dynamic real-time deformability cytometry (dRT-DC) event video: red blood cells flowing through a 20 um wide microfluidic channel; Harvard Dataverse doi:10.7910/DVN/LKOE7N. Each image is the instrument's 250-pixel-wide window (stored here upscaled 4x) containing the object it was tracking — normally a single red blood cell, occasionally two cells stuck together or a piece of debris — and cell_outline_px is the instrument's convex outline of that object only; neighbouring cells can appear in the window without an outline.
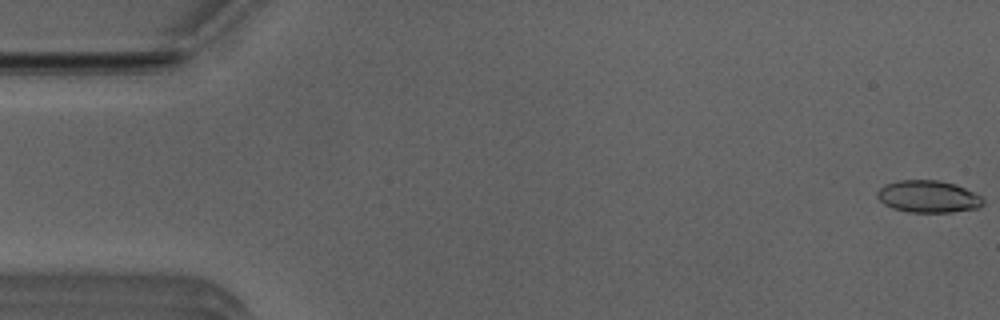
{"species": "Egyptian fruit bat (a non-hibernating species)", "species_latin": "Rousettus aegyptiacus", "temperature_condition": "room temperature", "stored_images_in_passage": 52, "camera_frame_rate_fps": 3000, "um_per_image_px": 0.085, "animal": {"sex": "male"}, "frame": {"image": 1, "passage_image": 1, "time_ms": 0.0, "image_size_px": [1000, 320], "cell_outline_px": [[984, 204], [980, 208], [952, 212], [908, 212], [892, 208], [884, 204], [876, 196], [876, 192], [884, 184], [896, 180], [940, 180], [956, 184], [980, 196], [984, 200]], "centroid_in_image_um": [78.88, 16.7], "position_along_channel_um": 6.1, "area_um2": 20.0}}
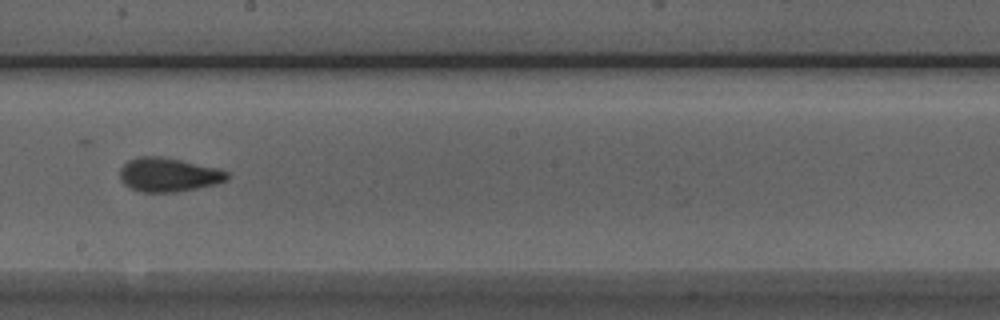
{"frame": {"image": 2, "passage_image": 29, "time_ms": 9.333, "image_size_px": [1000, 320], "cell_outline_px": [[228, 180], [216, 184], [176, 192], [140, 192], [124, 184], [120, 180], [120, 168], [128, 160], [136, 156], [160, 156], [220, 168], [228, 172]], "centroid_in_image_um": [14.32, 14.84], "position_along_channel_um": 233.9, "area_um2": 21.33}}
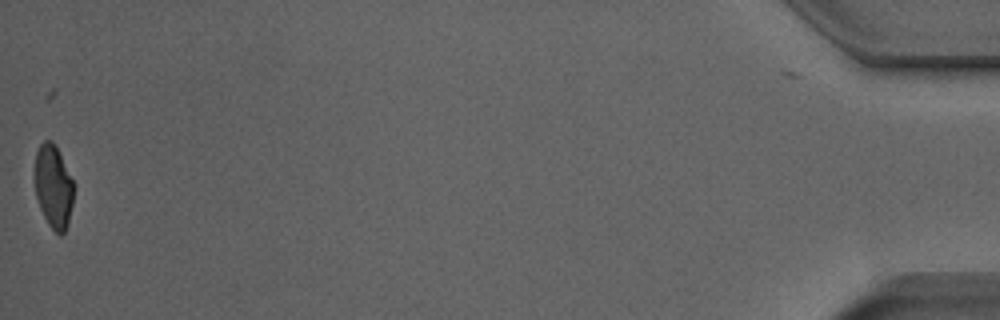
{"frame": {"image": 3, "passage_image": 52, "time_ms": 17.0, "image_size_px": [1000, 320], "cell_outline_px": [[72, 204], [68, 224], [64, 232], [60, 236], [48, 224], [40, 208], [36, 196], [32, 176], [36, 152], [40, 144], [44, 140], [52, 140], [72, 180]], "centroid_in_image_um": [4.48, 15.85], "position_along_channel_um": 430.7, "area_um2": 18.84}, "authors_computed_cell_mechanics": {"area_um2": 20.519, "velocity_mm_per_s": 3.9515, "shape_relaxation_time_tau1_ms": 5.3128, "shape_relaxation_time_tau2_ms": 1.64, "deformation_change_tau1": 0.1657, "deformation_change_tau2": 0.0738}}